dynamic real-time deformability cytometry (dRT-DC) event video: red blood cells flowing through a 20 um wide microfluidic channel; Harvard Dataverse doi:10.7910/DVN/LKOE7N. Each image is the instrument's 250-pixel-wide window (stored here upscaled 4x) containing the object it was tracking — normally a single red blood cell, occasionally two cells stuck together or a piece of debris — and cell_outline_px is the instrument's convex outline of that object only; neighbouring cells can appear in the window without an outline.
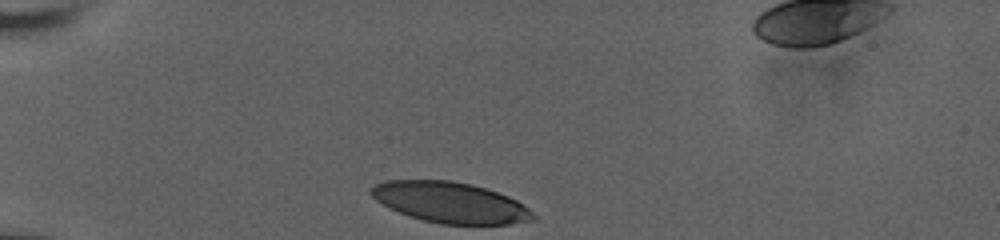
{"species": "human", "species_latin": "Homo sapiens", "temperature_condition": "room temperature", "stored_images_in_passage": 12, "camera_frame_rate_fps": 3000, "um_per_image_px": 0.085, "donor": {"sex": "male"}, "frame": {"image": 1, "passage_image": 1, "time_ms": 0.0, "image_size_px": [1000, 240], "cell_outline_px": [[536, 220], [512, 224], [440, 224], [408, 216], [376, 200], [368, 192], [368, 188], [376, 184], [388, 180], [452, 180], [472, 184], [508, 196], [516, 200], [528, 208], [536, 216]], "centroid_in_image_um": [38.28, 17.21], "position_along_channel_um": 46.7, "area_um2": 38.44}}
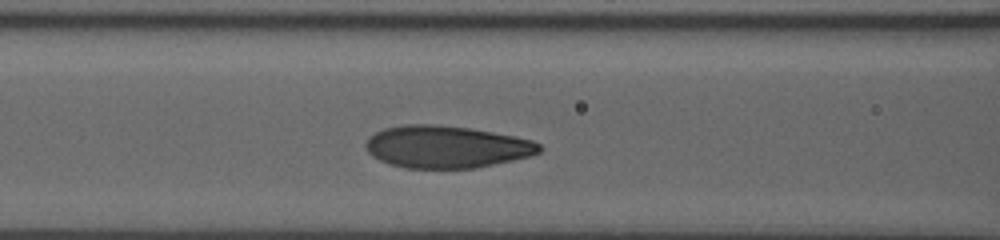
{"frame": {"image": 2, "passage_image": 5, "time_ms": 3.333, "image_size_px": [1000, 240], "cell_outline_px": [[544, 148], [540, 152], [532, 156], [476, 168], [408, 168], [388, 164], [372, 156], [364, 148], [364, 144], [368, 136], [384, 128], [404, 124], [436, 124], [468, 128], [516, 136], [532, 140], [540, 144]], "centroid_in_image_um": [37.94, 12.48], "position_along_channel_um": 128.7, "area_um2": 43.12}}
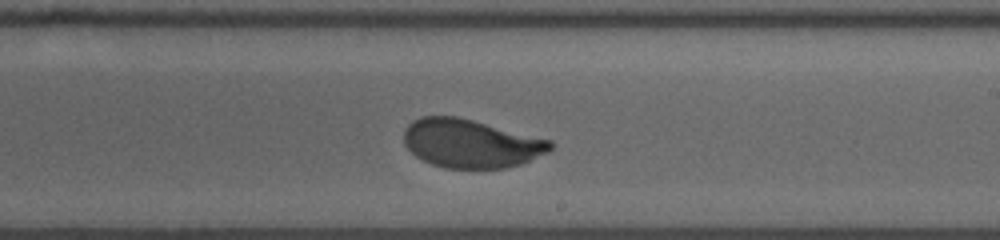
{"frame": {"image": 3, "passage_image": 11, "time_ms": 6.667, "image_size_px": [1000, 240], "cell_outline_px": [[552, 148], [548, 152], [520, 164], [504, 168], [444, 168], [432, 164], [416, 156], [404, 144], [404, 128], [412, 120], [420, 116], [456, 116], [552, 140]], "centroid_in_image_um": [39.99, 12.19], "position_along_channel_um": 249.0, "area_um2": 41.27}}